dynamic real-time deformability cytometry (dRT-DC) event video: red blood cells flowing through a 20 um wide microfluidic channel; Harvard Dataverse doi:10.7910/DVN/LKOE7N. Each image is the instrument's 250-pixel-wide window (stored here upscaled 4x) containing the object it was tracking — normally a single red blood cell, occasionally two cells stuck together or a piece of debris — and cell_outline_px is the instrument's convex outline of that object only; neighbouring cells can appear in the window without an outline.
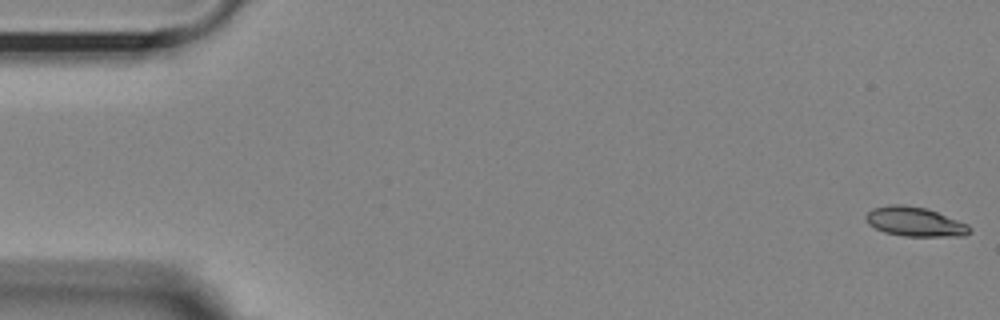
{"species": "Egyptian fruit bat (a non-hibernating species)", "species_latin": "Rousettus aegyptiacus", "temperature_condition": "room temperature", "stored_images_in_passage": 57, "camera_frame_rate_fps": 3000, "um_per_image_px": 0.085, "animal": {"sex": "female"}, "frame": {"image": 1, "passage_image": 1, "time_ms": 0.0, "image_size_px": [1000, 320], "cell_outline_px": [[972, 232], [964, 236], [904, 236], [884, 232], [868, 224], [864, 216], [872, 208], [888, 204], [904, 204], [924, 208], [936, 212], [968, 224], [972, 228]], "centroid_in_image_um": [77.75, 18.84], "position_along_channel_um": 7.2, "area_um2": 17.8}}
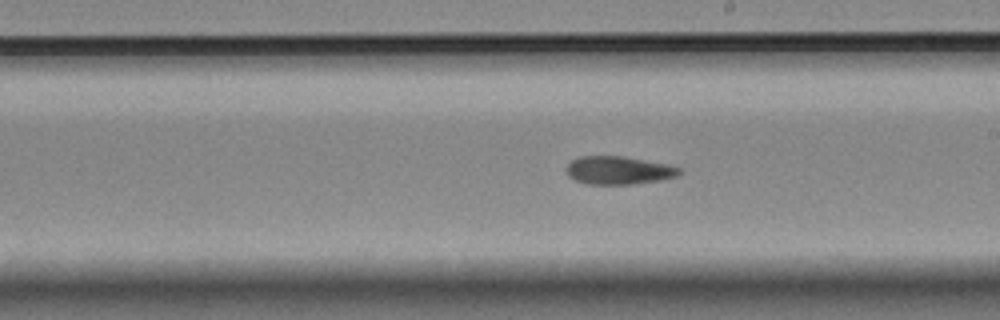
{"frame": {"image": 2, "passage_image": 32, "time_ms": 10.333, "image_size_px": [1000, 320], "cell_outline_px": [[680, 172], [676, 176], [660, 180], [632, 184], [588, 184], [576, 180], [568, 176], [568, 164], [572, 160], [580, 156], [624, 156], [668, 164], [680, 168]], "centroid_in_image_um": [52.59, 14.47], "position_along_channel_um": 236.4, "area_um2": 18.32}}
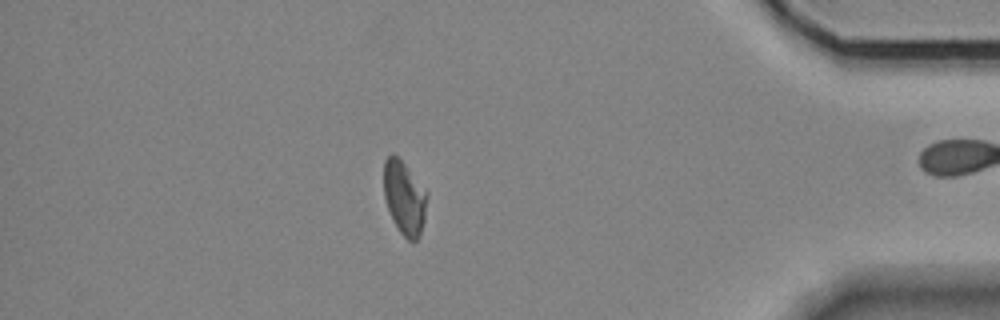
{"frame": {"image": 3, "passage_image": 49, "time_ms": 16.0, "image_size_px": [1000, 320], "cell_outline_px": [[428, 196], [424, 220], [420, 236], [416, 240], [408, 240], [400, 232], [388, 208], [384, 196], [384, 160], [392, 152], [408, 168], [428, 192]], "centroid_in_image_um": [34.39, 16.79], "position_along_channel_um": 400.8, "area_um2": 18.38}, "authors_computed_cell_mechanics": {"area_um2": 18.7272, "velocity_mm_per_s": 3.5751, "shape_relaxation_time_tau1_ms": null, "shape_relaxation_time_tau2_ms": 3.5803, "deformation_change_tau1": null, "deformation_change_tau2": 0.0929}}